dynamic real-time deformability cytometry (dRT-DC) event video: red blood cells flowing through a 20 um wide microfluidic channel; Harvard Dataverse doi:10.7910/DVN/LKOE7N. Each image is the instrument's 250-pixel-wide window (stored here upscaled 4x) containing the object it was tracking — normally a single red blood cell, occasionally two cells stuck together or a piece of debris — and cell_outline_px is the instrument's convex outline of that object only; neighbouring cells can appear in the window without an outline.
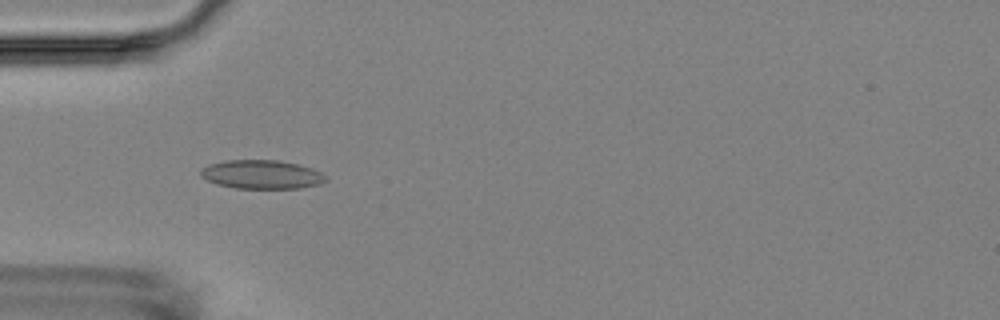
{"species": "Egyptian fruit bat (a non-hibernating species)", "species_latin": "Rousettus aegyptiacus", "temperature_condition": "room temperature", "stored_images_in_passage": 6, "camera_frame_rate_fps": 3000, "um_per_image_px": 0.085, "animal": {"sex": "female"}, "frame": {"image": 1, "passage_image": 5, "time_ms": 4.667, "image_size_px": [1000, 320], "cell_outline_px": [[328, 180], [320, 184], [300, 188], [236, 188], [216, 184], [200, 176], [200, 168], [208, 164], [224, 160], [276, 160], [296, 164], [312, 168], [320, 172]], "centroid_in_image_um": [22.2, 14.82], "position_along_channel_um": 62.8, "area_um2": 20.98}}